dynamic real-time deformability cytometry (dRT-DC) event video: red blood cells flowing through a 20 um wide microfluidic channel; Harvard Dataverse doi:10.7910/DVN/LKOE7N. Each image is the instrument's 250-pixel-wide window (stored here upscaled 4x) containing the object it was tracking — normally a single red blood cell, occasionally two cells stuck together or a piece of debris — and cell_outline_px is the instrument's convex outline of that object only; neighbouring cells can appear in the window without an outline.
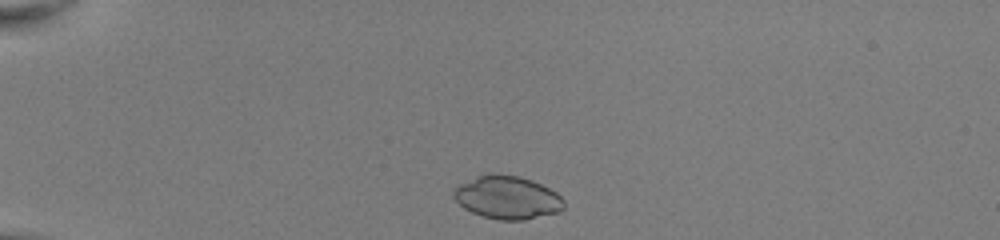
{"species": "common noctule bat (a hibernating species)", "species_latin": "Nyctalus noctula", "temperature_condition": "room temperature", "stored_images_in_passage": 40, "camera_frame_rate_fps": 3000, "um_per_image_px": 0.085, "animal": {"sex": "female", "body_mass_g": 22.0, "forearm_length_mm": 56.7}, "frame": {"image": 1, "passage_image": 2, "time_ms": 0.333, "image_size_px": [1000, 240], "cell_outline_px": [[564, 208], [560, 212], [524, 220], [496, 220], [472, 212], [464, 208], [452, 196], [452, 192], [460, 184], [476, 176], [488, 172], [496, 172], [520, 176], [532, 180], [556, 192], [564, 200]], "centroid_in_image_um": [43.12, 16.77], "position_along_channel_um": 41.9, "area_um2": 27.98}}
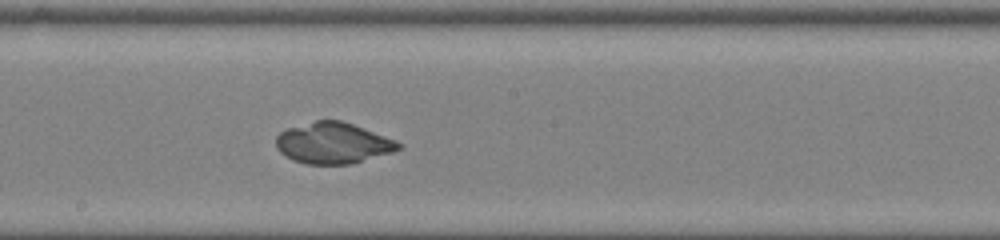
{"frame": {"image": 2, "passage_image": 19, "time_ms": 6.0, "image_size_px": [1000, 240], "cell_outline_px": [[404, 144], [400, 148], [392, 152], [352, 164], [304, 164], [292, 160], [280, 152], [276, 148], [276, 136], [280, 132], [288, 128], [316, 120], [340, 120], [352, 124], [396, 140]], "centroid_in_image_um": [28.3, 12.17], "position_along_channel_um": 219.9, "area_um2": 29.3}}
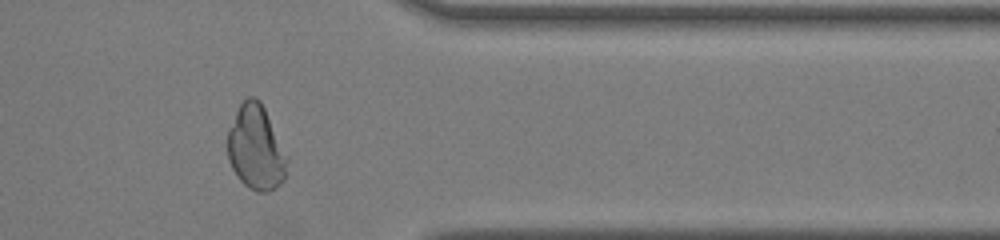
{"frame": {"image": 3, "passage_image": 32, "time_ms": 10.333, "image_size_px": [1000, 240], "cell_outline_px": [[288, 160], [284, 180], [276, 188], [268, 192], [256, 192], [244, 184], [240, 180], [232, 168], [228, 160], [228, 128], [240, 104], [248, 96], [252, 96], [260, 100], [288, 156]], "centroid_in_image_um": [21.76, 12.58], "position_along_channel_um": 389.6, "area_um2": 29.36}}